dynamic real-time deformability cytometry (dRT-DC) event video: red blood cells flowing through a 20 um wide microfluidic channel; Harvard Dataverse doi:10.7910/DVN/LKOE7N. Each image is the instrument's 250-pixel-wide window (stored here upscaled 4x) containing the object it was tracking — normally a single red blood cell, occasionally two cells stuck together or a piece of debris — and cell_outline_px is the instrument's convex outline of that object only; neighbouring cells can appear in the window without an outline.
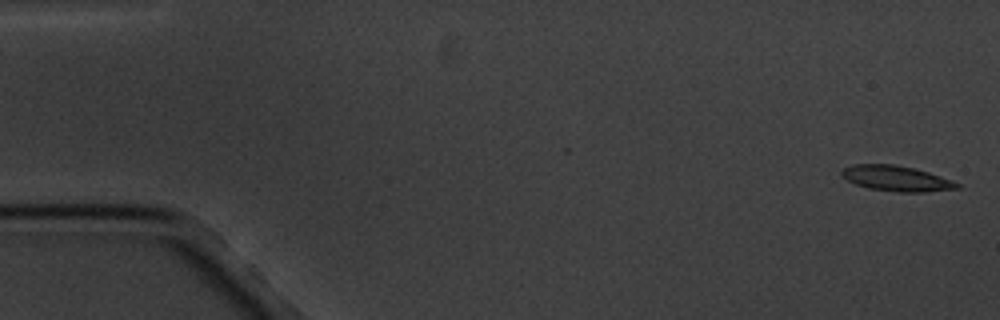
{"species": "common noctule bat (a hibernating species)", "species_latin": "Nyctalus noctula", "temperature_condition": "cold", "stored_images_in_passage": 10, "camera_frame_rate_fps": 3000, "um_per_image_px": 0.085, "animal": {"sex": "male", "body_mass_g": 20.1, "forearm_length_mm": 53.5}, "frame": {"image": 1, "passage_image": 1, "time_ms": 0.0, "image_size_px": [1000, 320], "cell_outline_px": [[960, 188], [924, 192], [900, 192], [868, 188], [856, 184], [840, 176], [840, 172], [844, 168], [852, 164], [892, 164], [912, 168], [928, 172], [952, 180], [960, 184]], "centroid_in_image_um": [76.17, 15.17], "position_along_channel_um": 8.8, "area_um2": 16.99}}
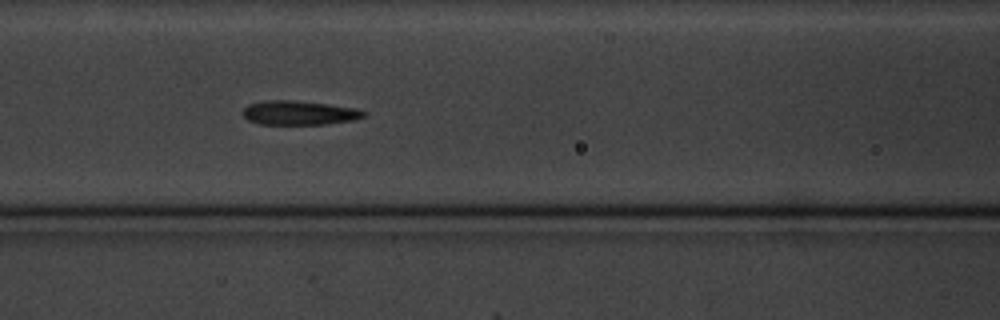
{"frame": {"image": 2, "passage_image": 8, "time_ms": 7.667, "image_size_px": [1000, 320], "cell_outline_px": [[364, 116], [352, 120], [324, 124], [260, 124], [248, 120], [240, 112], [248, 104], [264, 100], [292, 100], [328, 104], [352, 108], [364, 112]], "centroid_in_image_um": [25.32, 9.58], "position_along_channel_um": 141.3, "area_um2": 16.82}}
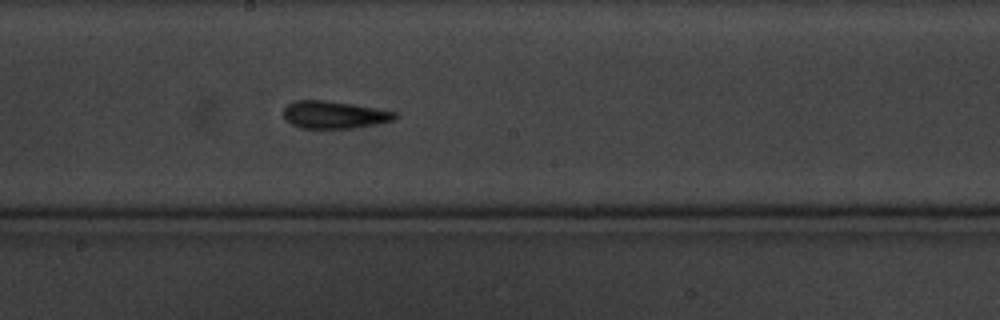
{"frame": {"image": 3, "passage_image": 10, "time_ms": 10.0, "image_size_px": [1000, 320], "cell_outline_px": [[396, 116], [392, 120], [376, 124], [352, 128], [300, 128], [292, 124], [284, 116], [284, 108], [288, 104], [296, 100], [324, 100], [352, 104], [396, 112]], "centroid_in_image_um": [28.37, 9.75], "position_along_channel_um": 219.8, "area_um2": 17.51}}